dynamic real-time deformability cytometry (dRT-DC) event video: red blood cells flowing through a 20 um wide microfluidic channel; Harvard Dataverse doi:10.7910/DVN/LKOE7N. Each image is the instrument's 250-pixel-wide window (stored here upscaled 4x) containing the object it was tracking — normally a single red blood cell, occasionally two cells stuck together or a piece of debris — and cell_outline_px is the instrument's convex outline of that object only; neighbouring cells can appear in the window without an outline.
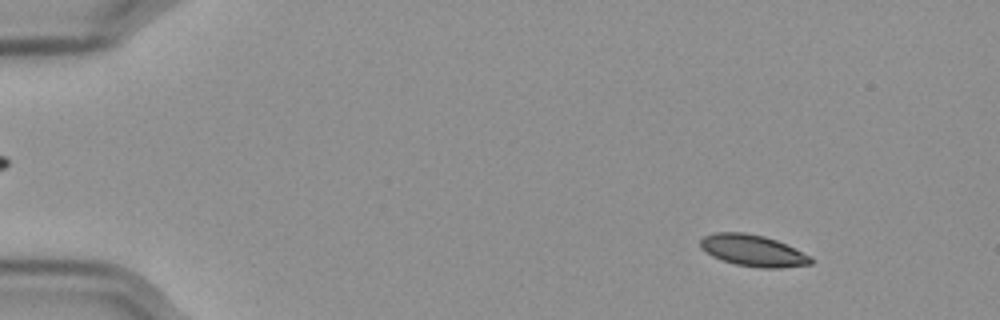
{"species": "Egyptian fruit bat (a non-hibernating species)", "species_latin": "Rousettus aegyptiacus", "temperature_condition": "cold", "stored_images_in_passage": 58, "camera_frame_rate_fps": 3000, "um_per_image_px": 0.085, "frame": {"image": 1, "passage_image": 7, "time_ms": 2.0, "image_size_px": [1000, 320], "cell_outline_px": [[812, 264], [780, 268], [760, 268], [736, 264], [712, 256], [700, 248], [700, 240], [704, 236], [712, 232], [744, 232], [764, 236], [776, 240], [812, 256]], "centroid_in_image_um": [64.0, 21.29], "position_along_channel_um": 21.0, "area_um2": 20.29}}
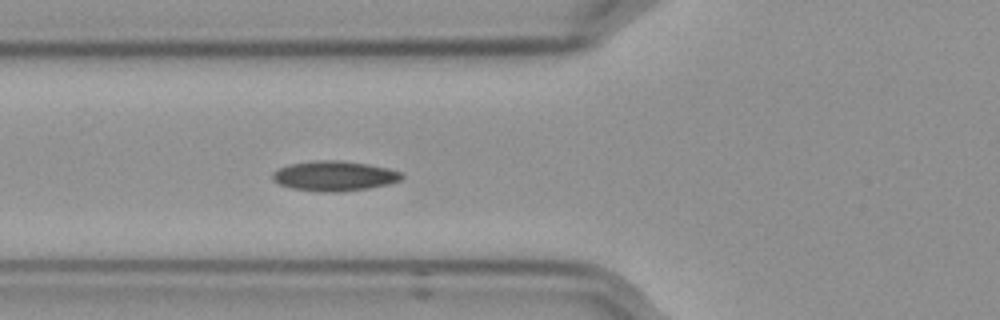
{"frame": {"image": 2, "passage_image": 22, "time_ms": 7.0, "image_size_px": [1000, 320], "cell_outline_px": [[404, 176], [400, 180], [388, 184], [368, 188], [340, 192], [320, 192], [292, 188], [280, 184], [272, 180], [272, 172], [276, 168], [288, 164], [312, 160], [340, 160], [368, 164], [388, 168], [400, 172]], "centroid_in_image_um": [28.37, 14.95], "position_along_channel_um": 97.4, "area_um2": 22.77}}
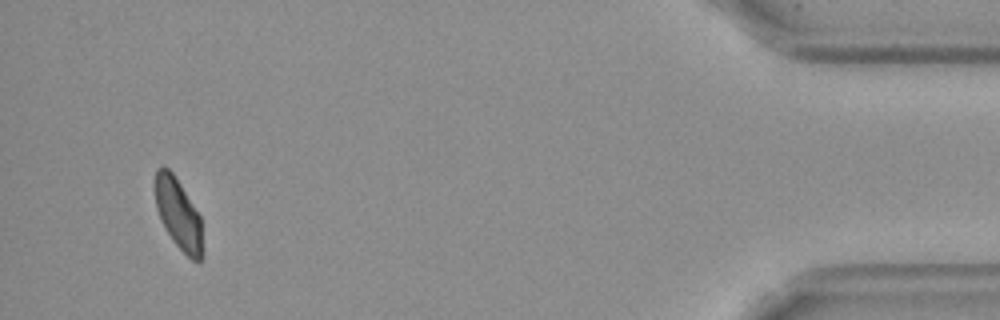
{"frame": {"image": 3, "passage_image": 55, "time_ms": 18.0, "image_size_px": [1000, 320], "cell_outline_px": [[200, 264], [196, 264], [172, 240], [156, 208], [152, 184], [156, 168], [164, 164], [172, 172], [180, 184], [200, 216]], "centroid_in_image_um": [15.07, 18.08], "position_along_channel_um": 420.1, "area_um2": 19.31}, "authors_computed_cell_mechanics": {"area_um2": 20.6924, "velocity_mm_per_s": 3.5565, "shape_relaxation_time_tau1_ms": 5.0233, "shape_relaxation_time_tau2_ms": 8.8765, "deformation_change_tau1": 0.1002, "deformation_change_tau2": 0.1219}}